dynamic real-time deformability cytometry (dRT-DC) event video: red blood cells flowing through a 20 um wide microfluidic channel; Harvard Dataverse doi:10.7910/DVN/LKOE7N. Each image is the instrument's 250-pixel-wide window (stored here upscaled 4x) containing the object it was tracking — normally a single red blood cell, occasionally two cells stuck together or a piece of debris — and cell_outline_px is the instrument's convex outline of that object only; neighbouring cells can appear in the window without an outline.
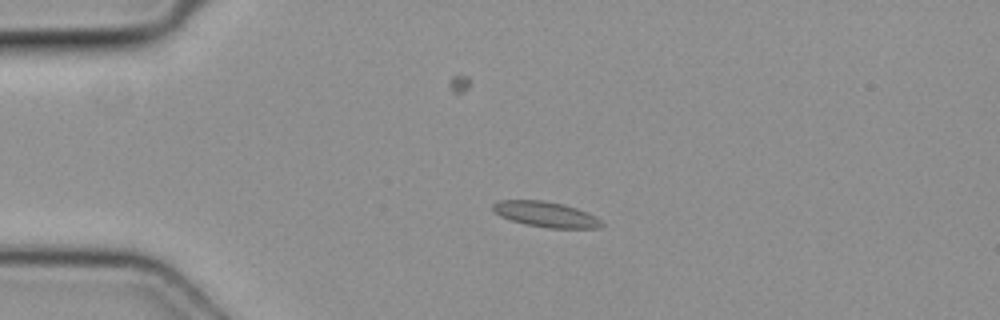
{"species": "common noctule bat (a hibernating species)", "species_latin": "Nyctalus noctula", "temperature_condition": "cold", "stored_images_in_passage": 4, "camera_frame_rate_fps": 3000, "um_per_image_px": 0.085, "animal": {"sex": "female", "body_mass_g": 19.3, "forearm_length_mm": 54.1}, "frame": {"image": 1, "passage_image": 3, "time_ms": 0.667, "image_size_px": [1000, 320], "cell_outline_px": [[604, 224], [600, 228], [548, 228], [524, 224], [500, 216], [492, 208], [492, 204], [500, 200], [544, 200], [564, 204], [588, 212], [596, 216]], "centroid_in_image_um": [46.42, 18.21], "position_along_channel_um": 38.6, "area_um2": 16.18}}